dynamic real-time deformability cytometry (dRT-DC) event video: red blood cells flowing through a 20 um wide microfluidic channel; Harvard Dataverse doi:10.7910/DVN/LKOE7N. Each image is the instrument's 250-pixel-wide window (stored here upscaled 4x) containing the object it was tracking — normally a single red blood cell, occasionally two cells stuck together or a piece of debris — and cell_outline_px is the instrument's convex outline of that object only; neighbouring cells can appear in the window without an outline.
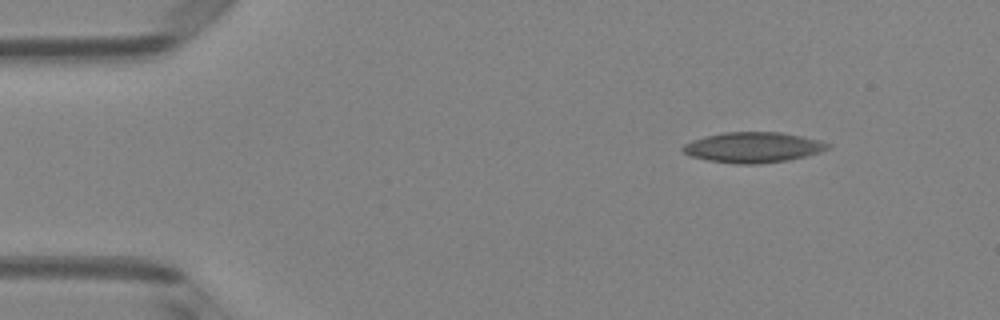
{"species": "Egyptian fruit bat (a non-hibernating species)", "species_latin": "Rousettus aegyptiacus", "temperature_condition": "room temperature", "stored_images_in_passage": 3, "camera_frame_rate_fps": 3000, "um_per_image_px": 0.085, "animal": {"sex": "female"}, "frame": {"image": 1, "passage_image": 1, "time_ms": 0.0, "image_size_px": [1000, 320], "cell_outline_px": [[832, 148], [808, 156], [788, 160], [756, 164], [736, 164], [708, 160], [692, 156], [684, 152], [680, 148], [684, 144], [692, 140], [704, 136], [724, 132], [780, 132], [820, 140], [832, 144]], "centroid_in_image_um": [64.05, 12.52], "position_along_channel_um": 21.0, "area_um2": 25.84}}